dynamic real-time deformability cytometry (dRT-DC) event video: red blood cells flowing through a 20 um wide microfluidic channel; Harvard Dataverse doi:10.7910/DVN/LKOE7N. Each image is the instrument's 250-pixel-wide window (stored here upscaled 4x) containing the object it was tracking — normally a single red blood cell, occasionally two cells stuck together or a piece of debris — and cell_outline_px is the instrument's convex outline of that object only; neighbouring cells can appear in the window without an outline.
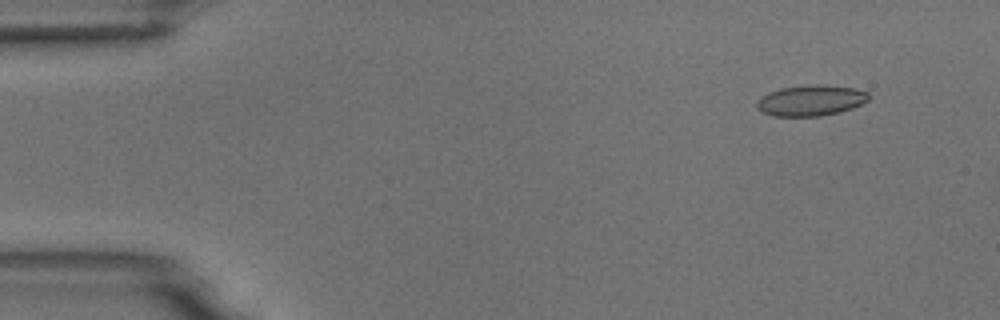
{"species": "common noctule bat (a hibernating species)", "species_latin": "Nyctalus noctula", "temperature_condition": "room temperature", "stored_images_in_passage": 5, "camera_frame_rate_fps": 3000, "um_per_image_px": 0.085, "animal": {"sex": "male", "body_mass_g": 18.8}, "frame": {"image": 1, "passage_image": 2, "time_ms": 1.0, "image_size_px": [1000, 320], "cell_outline_px": [[868, 100], [852, 108], [820, 116], [772, 116], [756, 108], [756, 100], [760, 96], [768, 92], [780, 88], [816, 84], [820, 84], [856, 88], [868, 92]], "centroid_in_image_um": [68.87, 8.53], "position_along_channel_um": 16.1, "area_um2": 20.06}}
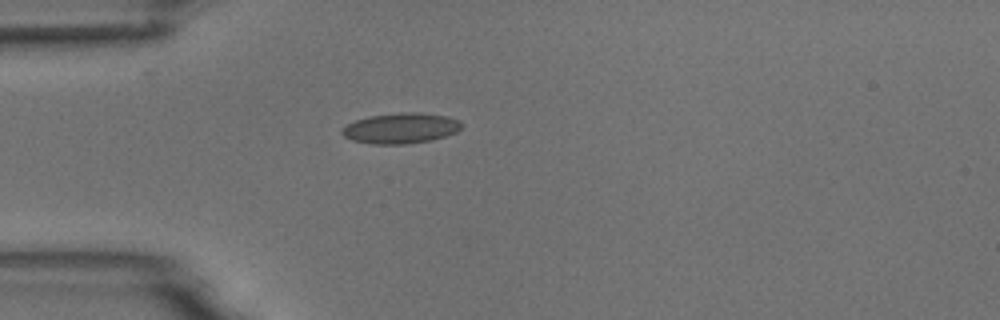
{"frame": {"image": 2, "passage_image": 5, "time_ms": 4.333, "image_size_px": [1000, 320], "cell_outline_px": [[464, 124], [456, 132], [432, 140], [404, 144], [372, 144], [352, 140], [344, 136], [340, 132], [340, 128], [356, 120], [368, 116], [400, 112], [420, 112], [448, 116], [460, 120]], "centroid_in_image_um": [34.07, 10.89], "position_along_channel_um": 50.9, "area_um2": 21.44}}